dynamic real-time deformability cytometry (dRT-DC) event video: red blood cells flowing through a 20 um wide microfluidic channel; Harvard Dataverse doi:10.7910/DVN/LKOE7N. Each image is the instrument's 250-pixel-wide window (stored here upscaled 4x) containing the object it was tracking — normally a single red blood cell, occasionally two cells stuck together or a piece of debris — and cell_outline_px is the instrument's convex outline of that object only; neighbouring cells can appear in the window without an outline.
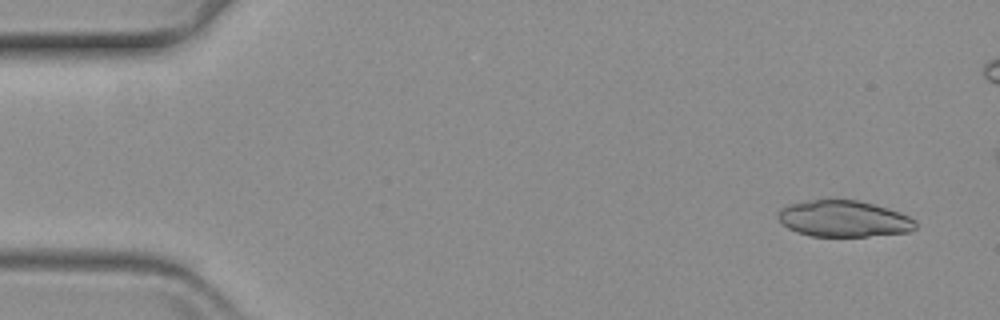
{"species": "common noctule bat (a hibernating species)", "species_latin": "Nyctalus noctula", "temperature_condition": "warm", "stored_images_in_passage": 22, "camera_frame_rate_fps": 3000, "um_per_image_px": 0.085, "animal": {"sex": "female", "body_mass_g": 19.3, "forearm_length_mm": 54.1}, "frame": {"image": 1, "passage_image": 4, "time_ms": 1.0, "image_size_px": [1000, 320], "cell_outline_px": [[916, 228], [908, 232], [868, 236], [812, 236], [796, 232], [788, 228], [776, 216], [780, 208], [788, 204], [812, 200], [860, 200], [888, 208], [900, 212], [916, 220]], "centroid_in_image_um": [71.72, 18.59], "position_along_channel_um": 13.3, "area_um2": 29.13}}